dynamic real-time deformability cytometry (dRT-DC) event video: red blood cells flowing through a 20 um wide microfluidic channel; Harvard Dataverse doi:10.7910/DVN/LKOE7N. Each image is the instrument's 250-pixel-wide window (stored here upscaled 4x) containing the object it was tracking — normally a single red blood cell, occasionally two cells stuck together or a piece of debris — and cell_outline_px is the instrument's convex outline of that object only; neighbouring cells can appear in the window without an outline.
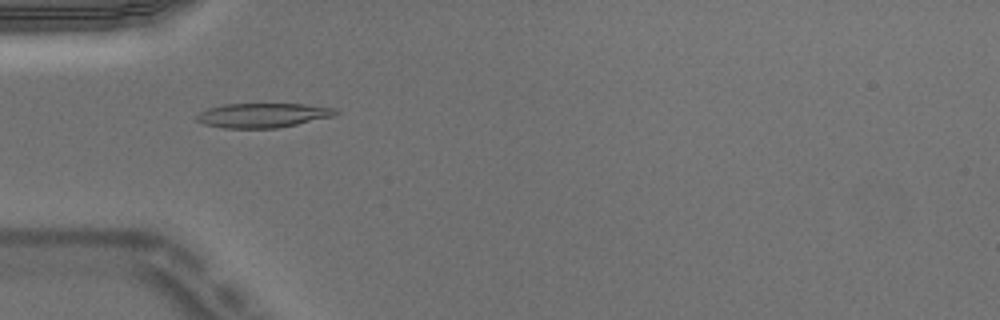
{"species": "Egyptian fruit bat (a non-hibernating species)", "species_latin": "Rousettus aegyptiacus", "temperature_condition": "warm", "stored_images_in_passage": 6, "camera_frame_rate_fps": 3000, "um_per_image_px": 0.085, "animal": {"sex": "male"}, "frame": {"image": 1, "passage_image": 5, "time_ms": 1.333, "image_size_px": [1000, 320], "cell_outline_px": [[340, 112], [332, 116], [296, 124], [276, 128], [224, 128], [204, 124], [196, 120], [196, 116], [200, 112], [208, 108], [224, 104], [304, 104], [336, 108]], "centroid_in_image_um": [22.32, 9.79], "position_along_channel_um": 62.7, "area_um2": 19.65}}